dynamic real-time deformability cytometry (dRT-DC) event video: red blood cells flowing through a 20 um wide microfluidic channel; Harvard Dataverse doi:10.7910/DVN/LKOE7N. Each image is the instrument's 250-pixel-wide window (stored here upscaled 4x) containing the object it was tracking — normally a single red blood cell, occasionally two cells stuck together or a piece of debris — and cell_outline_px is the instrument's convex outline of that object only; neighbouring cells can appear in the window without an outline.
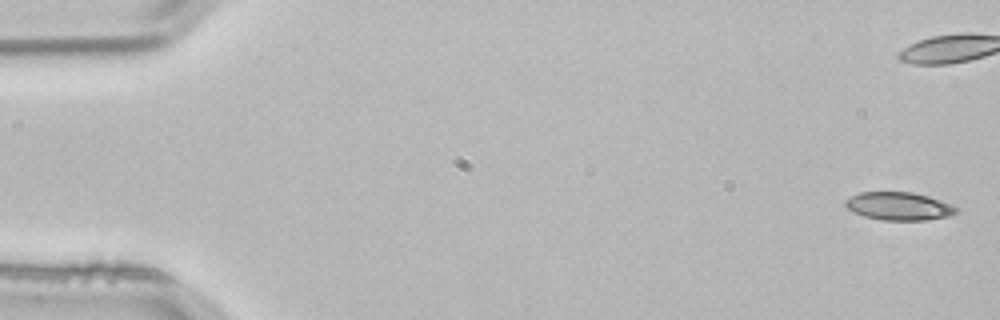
{"species": "common noctule bat (a hibernating species)", "species_latin": "Nyctalus noctula", "temperature_condition": "room temperature", "stored_images_in_passage": 4, "camera_frame_rate_fps": 3000, "um_per_image_px": 0.085, "animal": {"sex": "male", "body_mass_g": 21.5, "forearm_length_mm": 52.0}, "frame": {"image": 1, "passage_image": 1, "time_ms": 0.0, "image_size_px": [1000, 320], "cell_outline_px": [[960, 212], [948, 216], [924, 220], [884, 220], [864, 216], [852, 212], [844, 204], [844, 200], [860, 192], [912, 192], [928, 196], [952, 204], [960, 208]], "centroid_in_image_um": [76.44, 17.52], "position_along_channel_um": 8.6, "area_um2": 18.21}}